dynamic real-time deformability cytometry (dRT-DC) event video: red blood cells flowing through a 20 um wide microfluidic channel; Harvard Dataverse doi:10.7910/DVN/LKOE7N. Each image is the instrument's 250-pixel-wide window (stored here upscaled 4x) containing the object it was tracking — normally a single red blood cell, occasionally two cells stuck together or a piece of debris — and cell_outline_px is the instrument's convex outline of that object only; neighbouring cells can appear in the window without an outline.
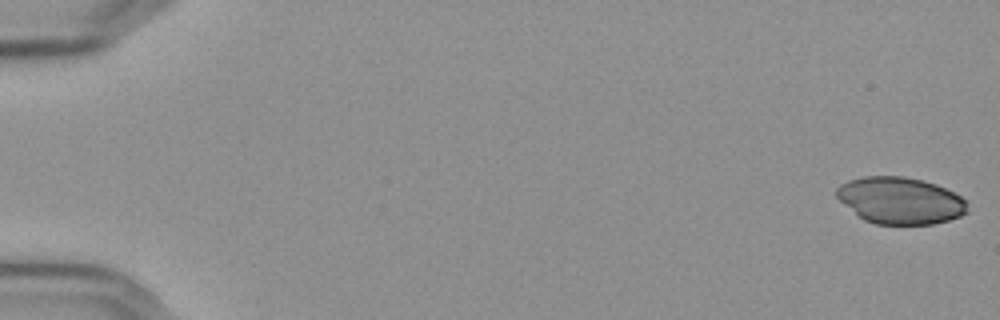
{"species": "Egyptian fruit bat (a non-hibernating species)", "species_latin": "Rousettus aegyptiacus", "temperature_condition": "cold", "stored_images_in_passage": 56, "camera_frame_rate_fps": 3000, "um_per_image_px": 0.085, "frame": {"image": 1, "passage_image": 1, "time_ms": 0.0, "image_size_px": [1000, 320], "cell_outline_px": [[968, 212], [960, 216], [948, 220], [932, 224], [876, 224], [864, 220], [844, 204], [836, 196], [836, 188], [840, 184], [848, 180], [864, 176], [904, 176], [936, 184], [960, 196], [964, 200]], "centroid_in_image_um": [76.49, 17.04], "position_along_channel_um": 8.5, "area_um2": 35.43}}